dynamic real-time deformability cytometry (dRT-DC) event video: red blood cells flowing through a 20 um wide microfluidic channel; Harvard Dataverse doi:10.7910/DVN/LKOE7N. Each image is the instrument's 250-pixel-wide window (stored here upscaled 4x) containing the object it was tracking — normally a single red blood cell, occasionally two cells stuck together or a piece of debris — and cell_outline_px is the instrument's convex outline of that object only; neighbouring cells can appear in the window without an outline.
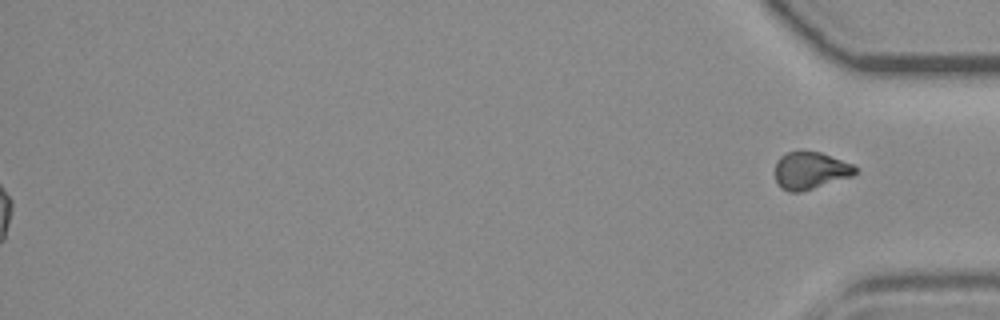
{"species": "common noctule bat (a hibernating species)", "species_latin": "Nyctalus noctula", "temperature_condition": "room temperature", "stored_images_in_passage": 53, "segment_of_instrument_passage": [2, 2], "camera_frame_rate_fps": 3000, "um_per_image_px": 0.085, "animal": {"sex": "female", "body_mass_g": 19.3, "forearm_length_mm": 54.1}, "frame": {"image": 1, "passage_image": 53, "time_ms": 17.333, "image_size_px": [1000, 320], "cell_outline_px": [[856, 172], [852, 176], [800, 192], [788, 192], [780, 188], [776, 180], [776, 160], [780, 156], [788, 152], [800, 148], [820, 152], [852, 164], [856, 168]], "centroid_in_image_um": [68.83, 14.46], "position_along_channel_um": 366.4, "area_um2": 17.63}}